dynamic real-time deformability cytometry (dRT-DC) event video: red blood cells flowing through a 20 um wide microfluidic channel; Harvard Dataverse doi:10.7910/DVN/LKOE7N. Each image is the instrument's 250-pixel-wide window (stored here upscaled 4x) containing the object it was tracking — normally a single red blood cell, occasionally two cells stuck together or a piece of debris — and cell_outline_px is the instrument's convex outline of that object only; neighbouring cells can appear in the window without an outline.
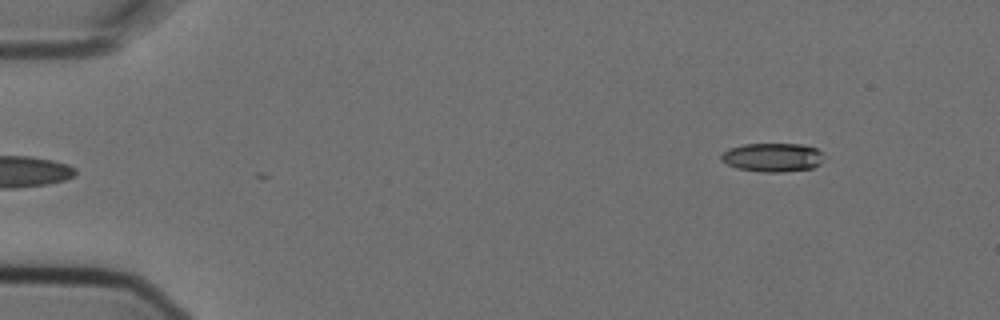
{"species": "Egyptian fruit bat (a non-hibernating species)", "species_latin": "Rousettus aegyptiacus", "temperature_condition": "cold", "stored_images_in_passage": 4, "camera_frame_rate_fps": 3000, "um_per_image_px": 0.085, "animal": {"sex": "female"}, "frame": {"image": 1, "passage_image": 4, "time_ms": 1.0, "image_size_px": [1000, 320], "cell_outline_px": [[824, 152], [820, 164], [812, 168], [784, 172], [760, 172], [736, 168], [720, 160], [720, 156], [728, 148], [744, 144], [804, 144], [816, 148]], "centroid_in_image_um": [65.67, 13.37], "position_along_channel_um": 19.3, "area_um2": 17.4}}